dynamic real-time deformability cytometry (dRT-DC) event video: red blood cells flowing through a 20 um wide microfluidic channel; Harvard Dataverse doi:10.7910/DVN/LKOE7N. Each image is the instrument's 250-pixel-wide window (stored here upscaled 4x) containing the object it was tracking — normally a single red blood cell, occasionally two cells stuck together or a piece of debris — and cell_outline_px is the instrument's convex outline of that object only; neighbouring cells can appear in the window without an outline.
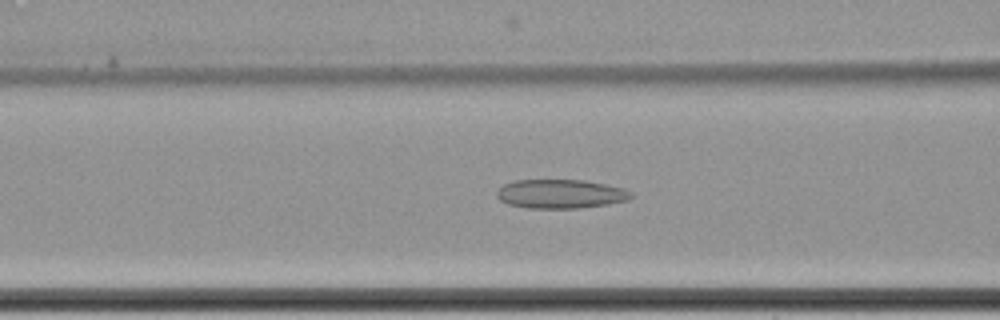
{"species": "common noctule bat (a hibernating species)", "species_latin": "Nyctalus noctula", "temperature_condition": "cold", "stored_images_in_passage": 54, "camera_frame_rate_fps": 3000, "um_per_image_px": 0.085, "animal": {"sex": "female", "body_mass_g": 22.7, "forearm_length_mm": 54.2}, "frame": {"image": 1, "passage_image": 31, "time_ms": 10.0, "image_size_px": [1000, 320], "cell_outline_px": [[620, 200], [600, 204], [560, 208], [548, 208], [512, 204], [504, 200], [500, 196], [504, 188], [508, 184], [524, 180], [572, 180], [596, 184], [612, 188]], "centroid_in_image_um": [47.37, 16.47], "position_along_channel_um": 119.2, "area_um2": 19.07}}
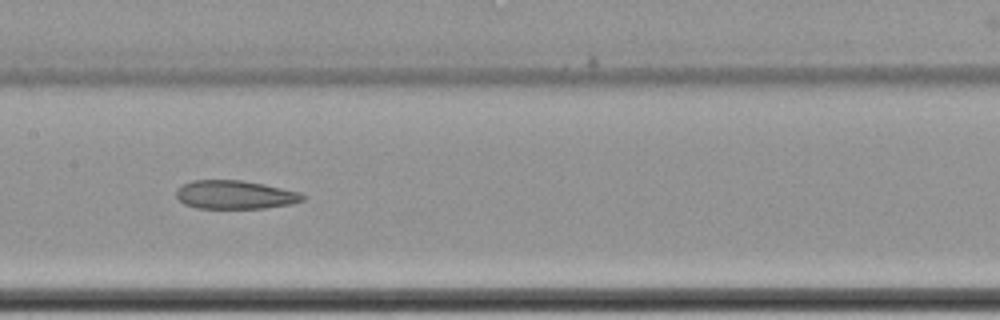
{"frame": {"image": 2, "passage_image": 37, "time_ms": 12.0, "image_size_px": [1000, 320], "cell_outline_px": [[304, 196], [300, 200], [284, 204], [256, 208], [204, 208], [188, 204], [180, 200], [180, 188], [188, 184], [200, 180], [232, 180], [256, 184], [276, 188], [292, 192]], "centroid_in_image_um": [19.91, 16.56], "position_along_channel_um": 187.5, "area_um2": 19.02}}
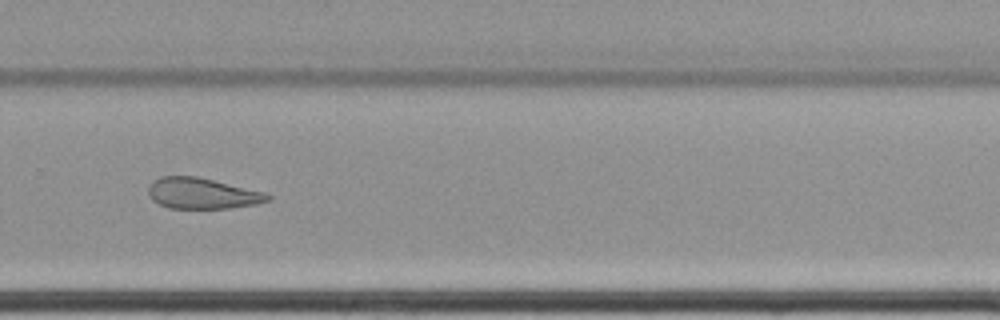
{"frame": {"image": 3, "passage_image": 48, "time_ms": 15.667, "image_size_px": [1000, 320], "cell_outline_px": [[268, 196], [264, 200], [248, 204], [220, 208], [176, 208], [160, 204], [152, 196], [152, 184], [156, 180], [168, 176], [188, 176], [208, 180], [256, 192]], "centroid_in_image_um": [17.06, 16.45], "position_along_channel_um": 312.7, "area_um2": 19.07}, "authors_computed_cell_mechanics": {"area_um2": 18.0336, "velocity_mm_per_s": 3.4193, "shape_relaxation_time_tau1_ms": null, "shape_relaxation_time_tau2_ms": 6.4638, "deformation_change_tau1": null, "deformation_change_tau2": 0.149}}